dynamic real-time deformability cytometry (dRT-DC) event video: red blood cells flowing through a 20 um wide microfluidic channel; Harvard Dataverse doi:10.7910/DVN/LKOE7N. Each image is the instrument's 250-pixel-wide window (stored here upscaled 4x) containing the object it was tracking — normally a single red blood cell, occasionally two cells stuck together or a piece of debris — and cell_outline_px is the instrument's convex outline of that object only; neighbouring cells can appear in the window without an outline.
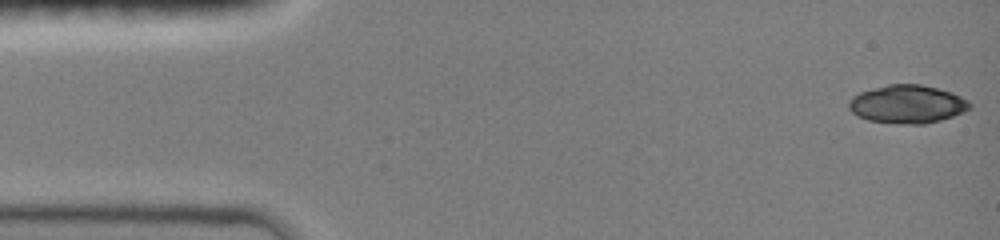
{"species": "common noctule bat (a hibernating species)", "species_latin": "Nyctalus noctula", "temperature_condition": "room temperature", "stored_images_in_passage": 7, "camera_frame_rate_fps": 3000, "um_per_image_px": 0.085, "animal": {"sex": "female", "body_mass_g": 19.0, "forearm_length_mm": 51.5}, "frame": {"image": 1, "passage_image": 1, "time_ms": 0.0, "image_size_px": [1000, 240], "cell_outline_px": [[972, 108], [964, 112], [940, 120], [924, 124], [908, 124], [868, 120], [856, 116], [848, 108], [848, 100], [852, 96], [860, 92], [872, 88], [888, 84], [920, 84], [952, 92], [968, 100], [972, 104]], "centroid_in_image_um": [77.11, 8.85], "position_along_channel_um": 7.9, "area_um2": 27.05}}